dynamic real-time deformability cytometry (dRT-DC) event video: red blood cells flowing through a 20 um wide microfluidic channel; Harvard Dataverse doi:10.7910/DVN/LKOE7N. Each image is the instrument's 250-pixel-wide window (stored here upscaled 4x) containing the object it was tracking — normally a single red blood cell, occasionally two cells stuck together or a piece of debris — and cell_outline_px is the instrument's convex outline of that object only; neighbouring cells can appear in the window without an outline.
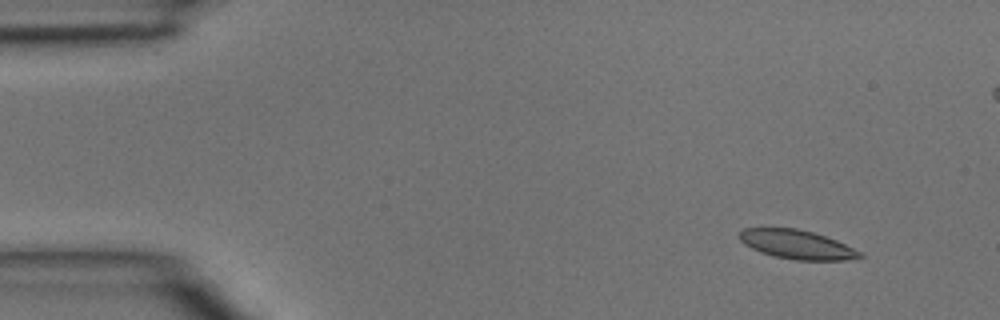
{"species": "common noctule bat (a hibernating species)", "species_latin": "Nyctalus noctula", "temperature_condition": "room temperature", "stored_images_in_passage": 4, "camera_frame_rate_fps": 3000, "um_per_image_px": 0.085, "animal": {"sex": "male", "body_mass_g": 15.6}, "frame": {"image": 1, "passage_image": 1, "time_ms": 0.0, "image_size_px": [1000, 320], "cell_outline_px": [[864, 256], [856, 260], [796, 260], [776, 256], [760, 252], [744, 244], [740, 240], [736, 232], [744, 228], [796, 228], [812, 232], [836, 240], [864, 252]], "centroid_in_image_um": [67.77, 20.78], "position_along_channel_um": 17.2, "area_um2": 20.52}}